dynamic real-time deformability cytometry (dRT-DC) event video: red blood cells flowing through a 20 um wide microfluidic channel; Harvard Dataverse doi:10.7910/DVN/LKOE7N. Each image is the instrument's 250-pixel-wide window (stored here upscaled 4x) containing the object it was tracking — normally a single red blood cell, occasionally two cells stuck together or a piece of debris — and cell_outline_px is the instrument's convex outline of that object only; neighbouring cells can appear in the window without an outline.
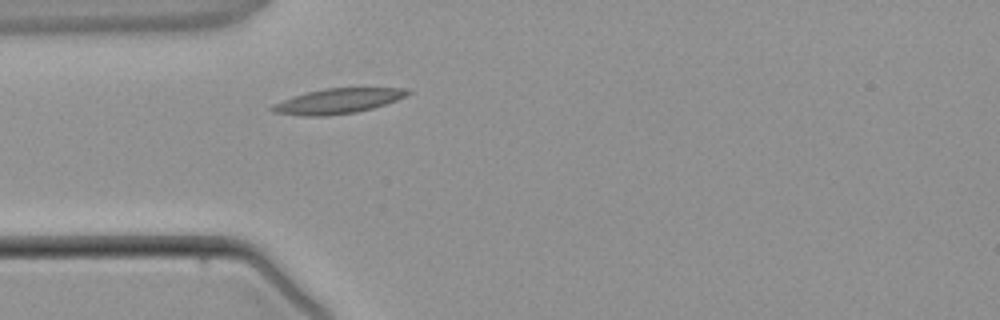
{"species": "common noctule bat (a hibernating species)", "species_latin": "Nyctalus noctula", "temperature_condition": "warm", "stored_images_in_passage": 2, "camera_frame_rate_fps": 3000, "um_per_image_px": 0.085, "animal": {"sex": "male", "body_mass_g": 21.5, "forearm_length_mm": 52.0}, "frame": {"image": 1, "passage_image": 2, "time_ms": 2.0, "image_size_px": [1000, 320], "cell_outline_px": [[412, 92], [408, 96], [372, 108], [356, 112], [324, 116], [300, 116], [272, 112], [268, 108], [272, 104], [308, 92], [324, 88], [408, 88]], "centroid_in_image_um": [28.72, 8.59], "position_along_channel_um": 56.3, "area_um2": 19.71}}